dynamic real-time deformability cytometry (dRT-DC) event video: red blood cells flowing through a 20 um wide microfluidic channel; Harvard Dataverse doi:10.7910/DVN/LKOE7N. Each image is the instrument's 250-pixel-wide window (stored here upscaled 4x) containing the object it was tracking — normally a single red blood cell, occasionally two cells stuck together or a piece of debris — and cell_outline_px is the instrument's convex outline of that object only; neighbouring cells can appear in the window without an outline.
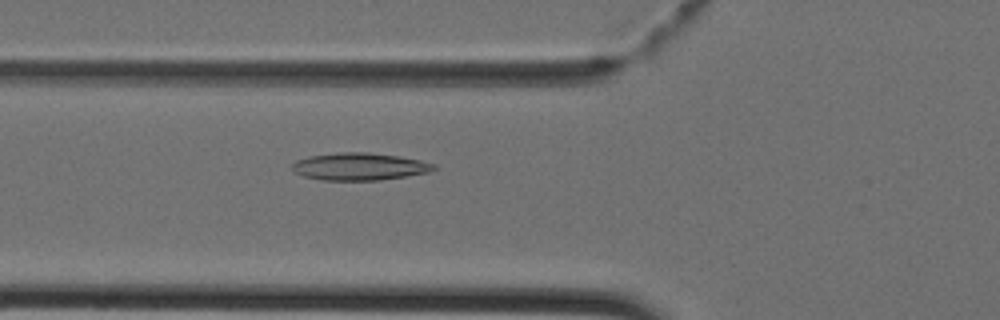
{"species": "Egyptian fruit bat (a non-hibernating species)", "species_latin": "Rousettus aegyptiacus", "temperature_condition": "cold", "stored_images_in_passage": 44, "camera_frame_rate_fps": 3000, "um_per_image_px": 0.085, "animal": {"sex": "female"}, "frame": {"image": 1, "passage_image": 16, "time_ms": 5.0, "image_size_px": [1000, 320], "cell_outline_px": [[440, 168], [428, 172], [380, 180], [320, 180], [304, 176], [292, 172], [292, 164], [296, 160], [308, 156], [336, 152], [368, 152], [400, 156], [420, 160], [436, 164]], "centroid_in_image_um": [30.55, 14.15], "position_along_channel_um": 95.3, "area_um2": 22.83}}
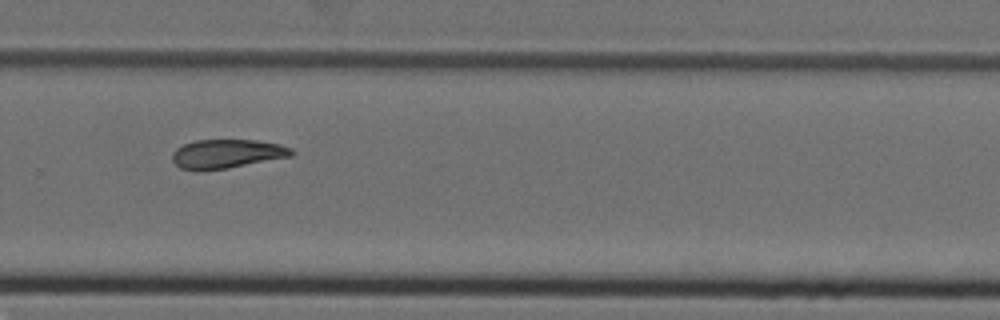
{"frame": {"image": 2, "passage_image": 30, "time_ms": 9.667, "image_size_px": [1000, 320], "cell_outline_px": [[296, 152], [292, 156], [228, 168], [200, 172], [196, 172], [180, 168], [172, 160], [172, 152], [176, 148], [184, 144], [196, 140], [256, 140], [280, 144], [292, 148]], "centroid_in_image_um": [19.27, 13.09], "position_along_channel_um": 310.5, "area_um2": 20.46}}
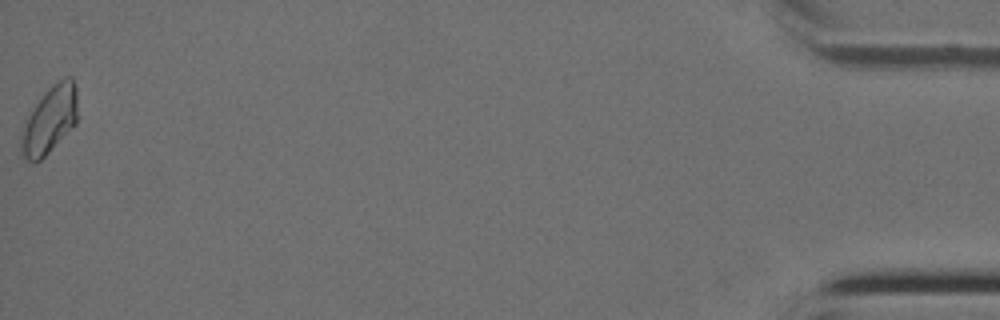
{"frame": {"image": 3, "passage_image": 44, "time_ms": 14.333, "image_size_px": [1000, 320], "cell_outline_px": [[76, 124], [40, 160], [28, 160], [20, 156], [20, 136], [24, 124], [36, 104], [48, 88], [64, 76], [72, 76], [76, 88]], "centroid_in_image_um": [4.21, 10.19], "position_along_channel_um": 431.0, "area_um2": 21.73}}